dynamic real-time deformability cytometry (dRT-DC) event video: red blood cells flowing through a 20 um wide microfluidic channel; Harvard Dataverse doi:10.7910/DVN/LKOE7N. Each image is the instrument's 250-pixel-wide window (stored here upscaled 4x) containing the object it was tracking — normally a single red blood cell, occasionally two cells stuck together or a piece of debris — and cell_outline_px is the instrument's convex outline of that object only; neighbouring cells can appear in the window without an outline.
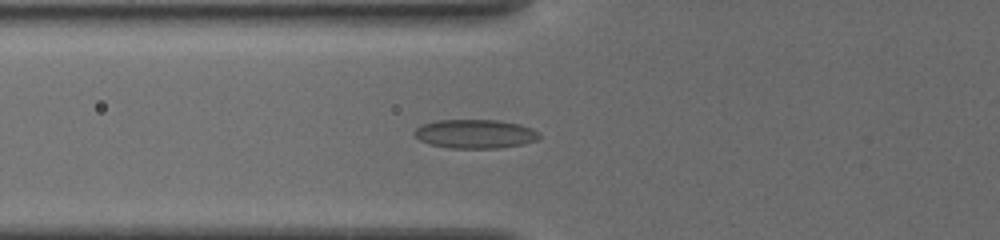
{"species": "common noctule bat (a hibernating species)", "species_latin": "Nyctalus noctula", "temperature_condition": "cold", "stored_images_in_passage": 11, "camera_frame_rate_fps": 3000, "um_per_image_px": 0.085, "animal": {"sex": "female", "body_mass_g": 19.5, "forearm_length_mm": 54.1}, "frame": {"image": 1, "passage_image": 10, "time_ms": 5.0, "image_size_px": [1000, 240], "cell_outline_px": [[540, 136], [536, 140], [524, 144], [496, 148], [448, 148], [428, 144], [420, 140], [412, 132], [420, 124], [436, 120], [500, 120], [520, 124], [532, 128], [540, 132]], "centroid_in_image_um": [40.37, 11.37], "position_along_channel_um": 85.4, "area_um2": 21.27}}